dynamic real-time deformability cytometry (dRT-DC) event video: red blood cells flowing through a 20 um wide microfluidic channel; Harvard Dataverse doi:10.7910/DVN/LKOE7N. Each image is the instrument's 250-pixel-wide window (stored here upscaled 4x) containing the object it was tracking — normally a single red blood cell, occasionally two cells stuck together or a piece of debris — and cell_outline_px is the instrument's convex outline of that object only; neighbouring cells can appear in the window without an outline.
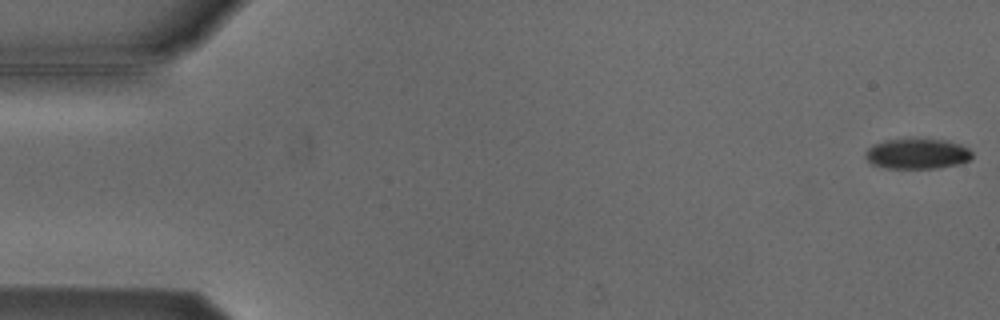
{"species": "Egyptian fruit bat (a non-hibernating species)", "species_latin": "Rousettus aegyptiacus", "temperature_condition": "cold", "stored_images_in_passage": 6, "camera_frame_rate_fps": 3000, "um_per_image_px": 0.085, "animal": {"sex": "male"}, "frame": {"image": 1, "passage_image": 1, "time_ms": 0.0, "image_size_px": [1000, 320], "cell_outline_px": [[972, 156], [968, 160], [960, 164], [940, 168], [888, 168], [872, 164], [864, 156], [864, 152], [872, 144], [888, 140], [908, 136], [948, 140], [960, 144], [968, 148], [972, 152]], "centroid_in_image_um": [77.96, 13.03], "position_along_channel_um": 7.0, "area_um2": 19.59}}
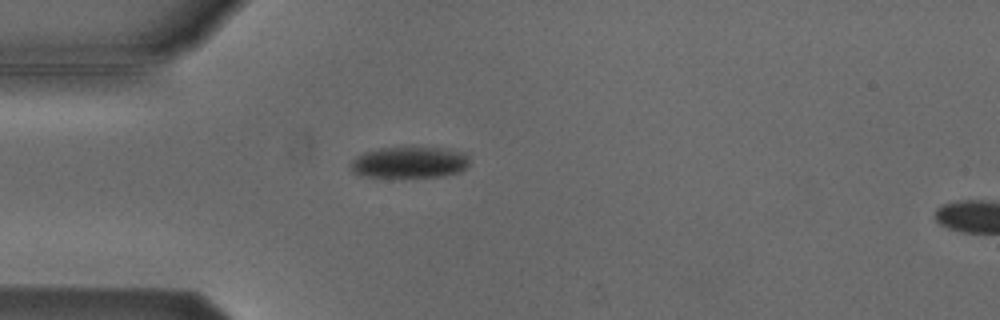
{"frame": {"image": 2, "passage_image": 5, "time_ms": 4.667, "image_size_px": [1000, 320], "cell_outline_px": [[468, 164], [460, 172], [444, 176], [360, 176], [352, 172], [348, 164], [356, 156], [364, 152], [380, 148], [412, 144], [444, 148], [468, 152]], "centroid_in_image_um": [34.81, 13.74], "position_along_channel_um": 50.2, "area_um2": 22.54}}